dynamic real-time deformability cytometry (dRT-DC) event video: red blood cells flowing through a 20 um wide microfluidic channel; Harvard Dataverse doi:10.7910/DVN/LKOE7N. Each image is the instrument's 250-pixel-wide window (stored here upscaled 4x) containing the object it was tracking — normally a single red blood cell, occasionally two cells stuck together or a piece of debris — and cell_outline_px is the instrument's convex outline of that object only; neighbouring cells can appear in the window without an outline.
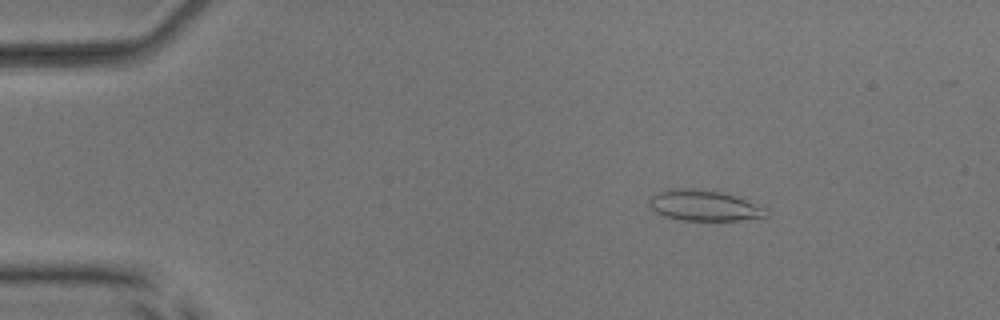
{"species": "common noctule bat (a hibernating species)", "species_latin": "Nyctalus noctula", "temperature_condition": "room temperature", "stored_images_in_passage": 54, "camera_frame_rate_fps": 3000, "um_per_image_px": 0.085, "animal": {"sex": "male", "body_mass_g": 17.9, "forearm_length_mm": 54.2}, "frame": {"image": 1, "passage_image": 8, "time_ms": 2.333, "image_size_px": [1000, 320], "cell_outline_px": [[768, 216], [740, 220], [680, 220], [664, 216], [656, 212], [648, 204], [648, 200], [652, 196], [668, 188], [692, 188], [724, 192], [764, 208], [768, 212]], "centroid_in_image_um": [59.79, 17.46], "position_along_channel_um": 25.2, "area_um2": 20.75}}
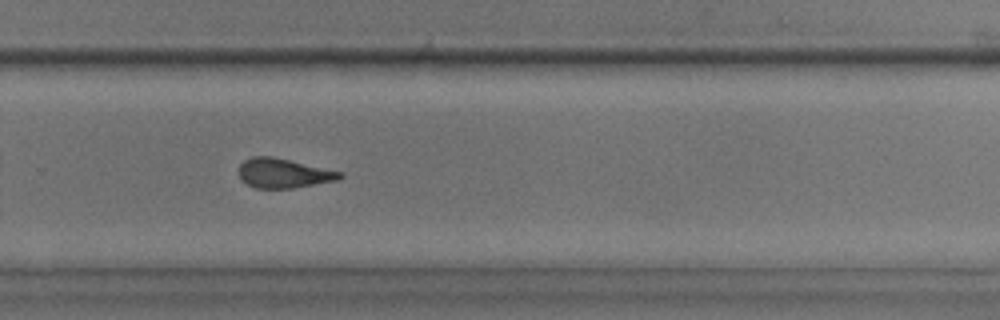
{"frame": {"image": 2, "passage_image": 36, "time_ms": 11.667, "image_size_px": [1000, 320], "cell_outline_px": [[344, 176], [340, 180], [292, 188], [256, 188], [240, 180], [240, 164], [244, 160], [252, 156], [272, 156], [344, 172]], "centroid_in_image_um": [24.14, 14.72], "position_along_channel_um": 305.7, "area_um2": 17.46}}
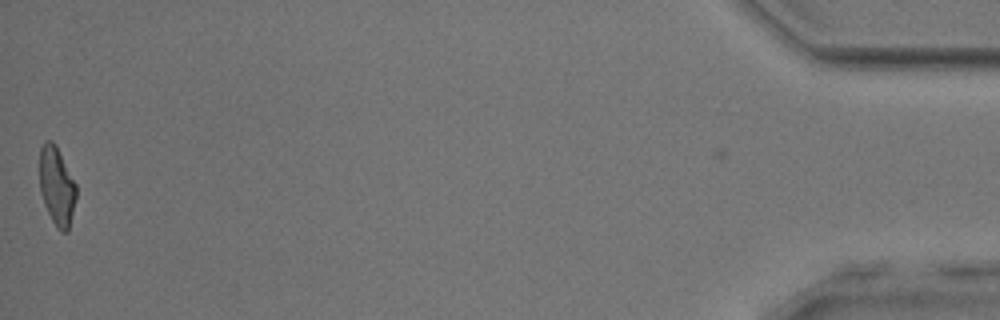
{"frame": {"image": 3, "passage_image": 53, "time_ms": 17.333, "image_size_px": [1000, 320], "cell_outline_px": [[76, 196], [68, 232], [60, 232], [56, 228], [44, 204], [40, 192], [40, 148], [44, 140], [52, 140], [56, 144], [76, 184]], "centroid_in_image_um": [4.82, 15.8], "position_along_channel_um": 430.4, "area_um2": 16.82}, "authors_computed_cell_mechanics": {"area_um2": 18.1203, "velocity_mm_per_s": 3.8633, "shape_relaxation_time_tau1_ms": null, "shape_relaxation_time_tau2_ms": 1.8204, "deformation_change_tau1": null, "deformation_change_tau2": 0.1141}}